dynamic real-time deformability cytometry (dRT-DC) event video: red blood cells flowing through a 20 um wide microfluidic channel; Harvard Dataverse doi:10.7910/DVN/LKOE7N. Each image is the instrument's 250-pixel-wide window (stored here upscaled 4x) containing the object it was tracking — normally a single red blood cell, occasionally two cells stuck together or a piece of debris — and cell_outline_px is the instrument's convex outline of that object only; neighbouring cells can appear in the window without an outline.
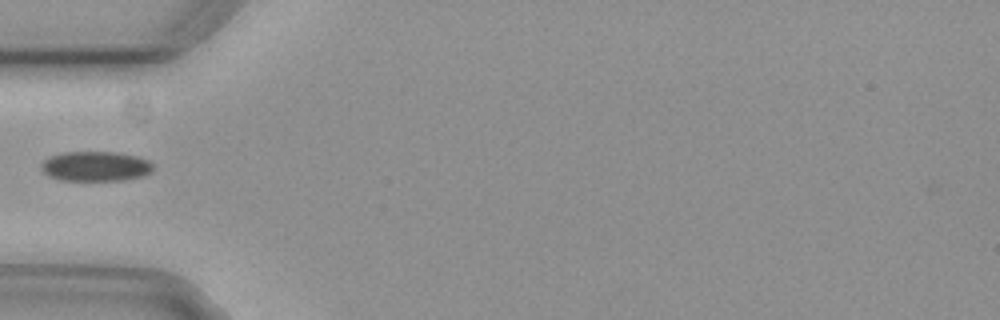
{"species": "common noctule bat (a hibernating species)", "species_latin": "Nyctalus noctula", "temperature_condition": "cold", "stored_images_in_passage": 3, "camera_frame_rate_fps": 3000, "um_per_image_px": 0.085, "animal": {"sex": "female", "body_mass_g": 29.2, "forearm_length_mm": 56.3}, "frame": {"image": 1, "passage_image": 2, "time_ms": 0.333, "image_size_px": [1000, 320], "cell_outline_px": [[152, 172], [144, 176], [124, 180], [60, 180], [48, 176], [40, 168], [40, 164], [48, 156], [64, 152], [116, 152], [136, 156], [148, 160], [152, 164]], "centroid_in_image_um": [8.1, 14.13], "position_along_channel_um": 76.9, "area_um2": 19.59}}